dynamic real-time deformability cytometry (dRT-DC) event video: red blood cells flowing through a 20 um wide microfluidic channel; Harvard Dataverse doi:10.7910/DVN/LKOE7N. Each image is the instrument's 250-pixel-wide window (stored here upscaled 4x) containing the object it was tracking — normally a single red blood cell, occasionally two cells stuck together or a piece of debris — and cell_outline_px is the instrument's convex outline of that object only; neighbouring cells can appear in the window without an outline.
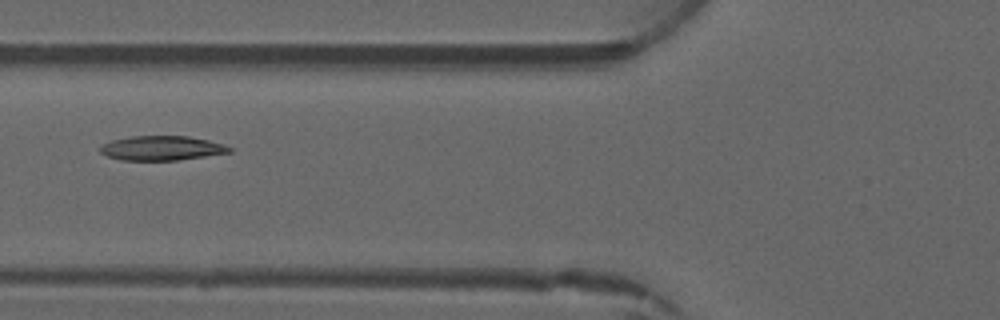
{"species": "common noctule bat (a hibernating species)", "species_latin": "Nyctalus noctula", "temperature_condition": "warm", "stored_images_in_passage": 4, "camera_frame_rate_fps": 3000, "um_per_image_px": 0.085, "animal": {"sex": "male", "forearm_length_mm": 52.5}, "frame": {"image": 1, "passage_image": 4, "time_ms": 3.333, "image_size_px": [1000, 320], "cell_outline_px": [[232, 152], [176, 160], [120, 160], [108, 156], [100, 152], [100, 148], [104, 144], [112, 140], [132, 136], [188, 136], [208, 140], [224, 144], [232, 148]], "centroid_in_image_um": [13.76, 12.59], "position_along_channel_um": 112.0, "area_um2": 18.26}}